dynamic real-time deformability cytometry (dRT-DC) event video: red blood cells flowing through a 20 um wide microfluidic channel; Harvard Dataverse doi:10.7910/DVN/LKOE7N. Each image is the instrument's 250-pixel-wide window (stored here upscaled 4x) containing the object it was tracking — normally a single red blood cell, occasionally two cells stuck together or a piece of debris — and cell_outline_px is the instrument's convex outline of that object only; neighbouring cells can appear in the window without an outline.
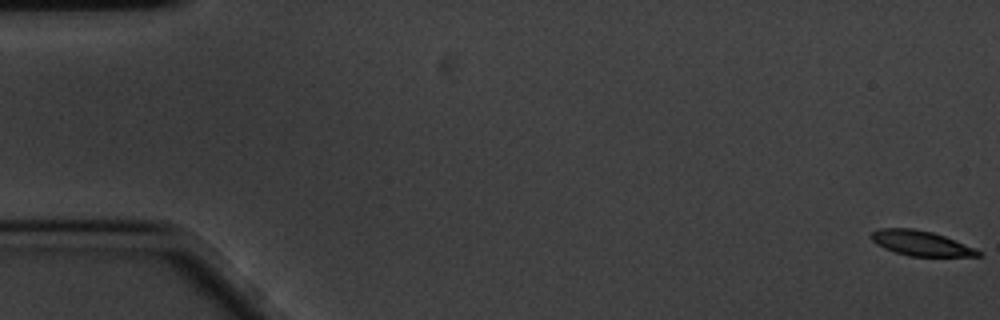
{"species": "common noctule bat (a hibernating species)", "species_latin": "Nyctalus noctula", "temperature_condition": "cold", "stored_images_in_passage": 59, "camera_frame_rate_fps": 3000, "um_per_image_px": 0.085, "animal": {"sex": "male", "body_mass_g": 20.1, "forearm_length_mm": 53.5}, "frame": {"image": 1, "passage_image": 1, "time_ms": 0.0, "image_size_px": [1000, 320], "cell_outline_px": [[980, 256], [908, 256], [884, 248], [876, 244], [872, 240], [872, 232], [880, 228], [912, 228], [932, 232], [944, 236], [972, 248], [980, 252]], "centroid_in_image_um": [78.21, 20.67], "position_along_channel_um": 6.8, "area_um2": 15.14}}
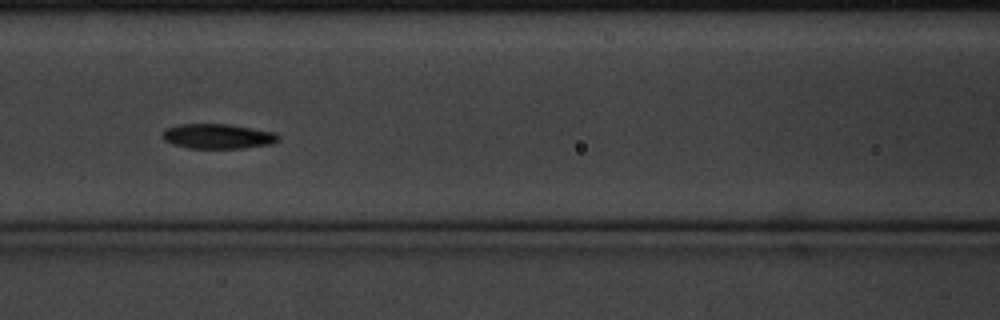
{"frame": {"image": 2, "passage_image": 26, "time_ms": 8.333, "image_size_px": [1000, 320], "cell_outline_px": [[280, 140], [272, 144], [244, 148], [188, 148], [172, 144], [164, 140], [160, 136], [164, 128], [180, 124], [228, 124], [276, 132], [280, 136]], "centroid_in_image_um": [18.51, 11.58], "position_along_channel_um": 148.1, "area_um2": 17.05}}
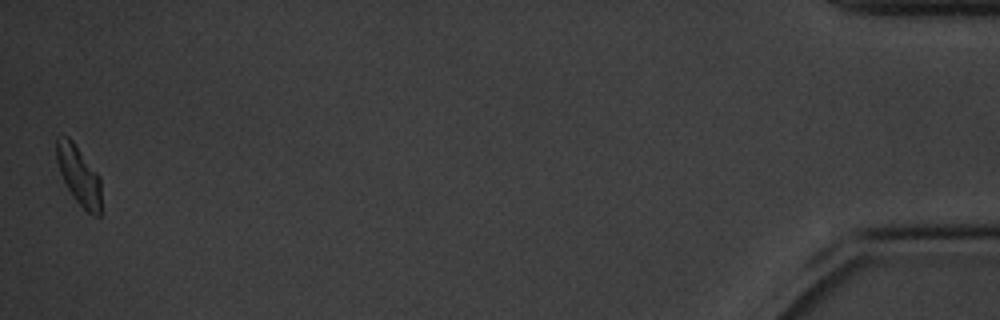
{"frame": {"image": 3, "passage_image": 59, "time_ms": 19.333, "image_size_px": [1000, 320], "cell_outline_px": [[100, 216], [92, 216], [72, 196], [60, 172], [56, 160], [56, 136], [68, 136], [72, 140], [100, 176]], "centroid_in_image_um": [6.69, 14.88], "position_along_channel_um": 428.5, "area_um2": 15.26}, "authors_computed_cell_mechanics": {"area_um2": 16.2418, "velocity_mm_per_s": 3.3943, "shape_relaxation_time_tau1_ms": 2.9788, "shape_relaxation_time_tau2_ms": null, "deformation_change_tau1": 0.0989, "deformation_change_tau2": null}}